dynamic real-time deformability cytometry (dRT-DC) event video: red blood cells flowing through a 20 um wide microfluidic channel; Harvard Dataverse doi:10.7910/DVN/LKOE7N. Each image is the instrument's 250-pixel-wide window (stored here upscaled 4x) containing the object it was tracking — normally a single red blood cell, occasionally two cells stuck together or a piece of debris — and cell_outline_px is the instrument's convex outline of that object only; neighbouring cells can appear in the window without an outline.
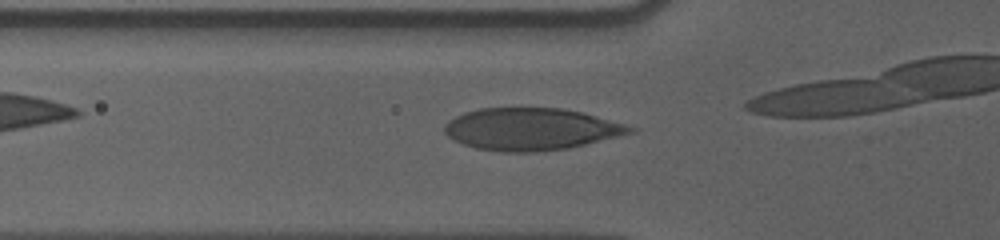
{"species": "human", "species_latin": "Homo sapiens", "temperature_condition": "cold", "stored_images_in_passage": 44, "camera_frame_rate_fps": 3000, "um_per_image_px": 0.085, "donor": {"sex": "male"}, "frame": {"image": 1, "passage_image": 19, "time_ms": 6.0, "image_size_px": [1000, 240], "cell_outline_px": [[636, 132], [568, 148], [544, 152], [504, 152], [476, 148], [464, 144], [448, 136], [444, 132], [444, 124], [448, 120], [464, 112], [480, 108], [560, 108], [584, 112], [624, 124], [636, 128]], "centroid_in_image_um": [45.14, 10.97], "position_along_channel_um": 80.7, "area_um2": 45.6}}
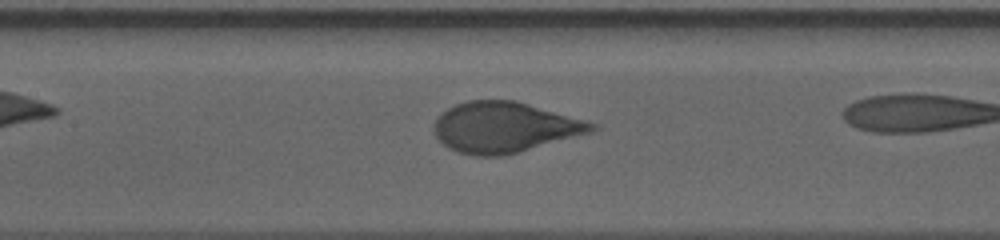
{"frame": {"image": 2, "passage_image": 26, "time_ms": 8.333, "image_size_px": [1000, 240], "cell_outline_px": [[600, 128], [592, 132], [504, 156], [472, 156], [456, 152], [448, 148], [436, 136], [432, 124], [448, 108], [456, 104], [468, 100], [516, 100], [588, 120], [596, 124]], "centroid_in_image_um": [42.91, 10.82], "position_along_channel_um": 164.5, "area_um2": 46.7}}